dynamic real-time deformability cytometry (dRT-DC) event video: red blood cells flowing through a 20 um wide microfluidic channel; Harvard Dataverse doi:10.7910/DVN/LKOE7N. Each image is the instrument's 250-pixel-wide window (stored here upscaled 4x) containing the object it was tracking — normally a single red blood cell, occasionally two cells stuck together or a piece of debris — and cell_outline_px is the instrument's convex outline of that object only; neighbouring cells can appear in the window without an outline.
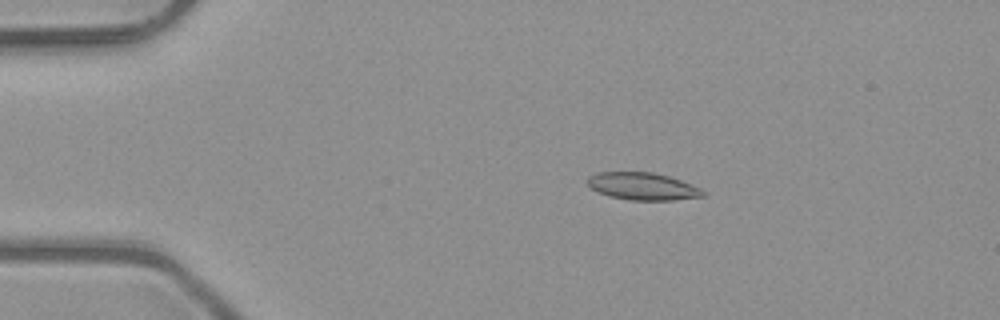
{"species": "common noctule bat (a hibernating species)", "species_latin": "Nyctalus noctula", "temperature_condition": "room temperature", "stored_images_in_passage": 3, "camera_frame_rate_fps": 3000, "um_per_image_px": 0.085, "animal": {"sex": "male", "body_mass_g": 23.1, "forearm_length_mm": 52.7}, "frame": {"image": 1, "passage_image": 2, "time_ms": 0.333, "image_size_px": [1000, 320], "cell_outline_px": [[708, 192], [704, 196], [672, 200], [632, 200], [612, 196], [600, 192], [592, 188], [584, 180], [588, 176], [596, 172], [652, 172], [668, 176], [692, 184]], "centroid_in_image_um": [54.64, 15.82], "position_along_channel_um": 30.4, "area_um2": 18.38}}